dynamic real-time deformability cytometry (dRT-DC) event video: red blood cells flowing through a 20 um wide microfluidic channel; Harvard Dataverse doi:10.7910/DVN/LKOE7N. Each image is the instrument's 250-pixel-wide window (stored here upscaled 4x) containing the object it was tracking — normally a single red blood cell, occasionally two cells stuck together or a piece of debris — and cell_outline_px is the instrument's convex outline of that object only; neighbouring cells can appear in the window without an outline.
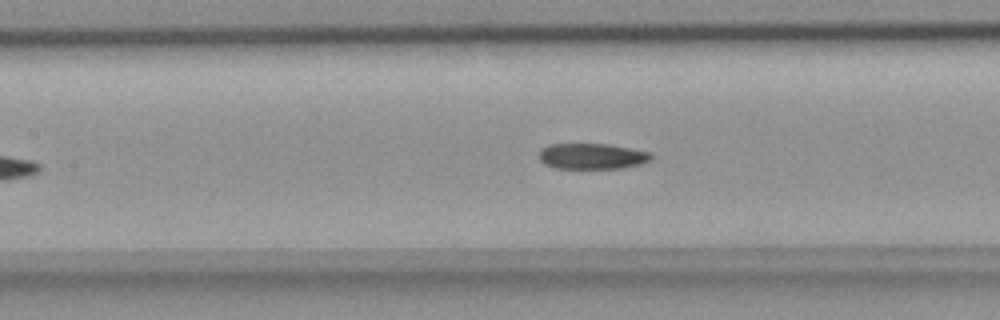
{"species": "common noctule bat (a hibernating species)", "species_latin": "Nyctalus noctula", "temperature_condition": "room temperature", "stored_images_in_passage": 42, "camera_frame_rate_fps": 3000, "um_per_image_px": 0.085, "animal": {"sex": "female", "body_mass_g": 18.4}, "frame": {"image": 1, "passage_image": 16, "time_ms": 5.0, "image_size_px": [1000, 320], "cell_outline_px": [[652, 160], [640, 164], [624, 168], [552, 168], [544, 164], [540, 160], [540, 148], [548, 144], [612, 144], [648, 152], [652, 156]], "centroid_in_image_um": [50.3, 13.28], "position_along_channel_um": 157.1, "area_um2": 16.94}}
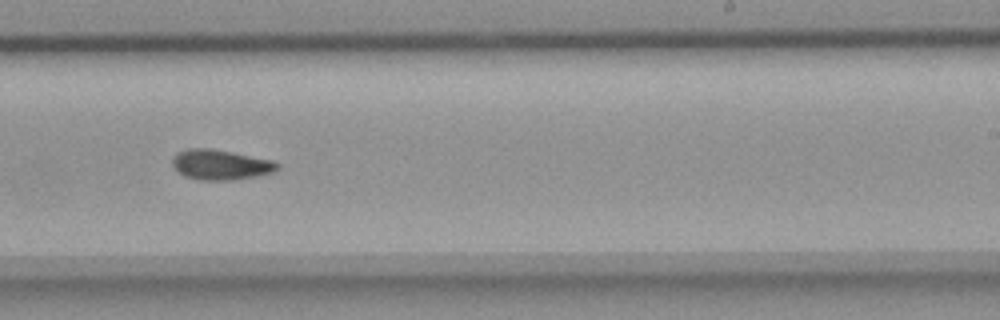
{"frame": {"image": 2, "passage_image": 25, "time_ms": 8.0, "image_size_px": [1000, 320], "cell_outline_px": [[280, 168], [276, 172], [236, 180], [200, 180], [184, 176], [172, 164], [172, 156], [176, 152], [188, 148], [212, 148], [272, 160], [280, 164]], "centroid_in_image_um": [18.77, 14.0], "position_along_channel_um": 270.2, "area_um2": 18.67}}
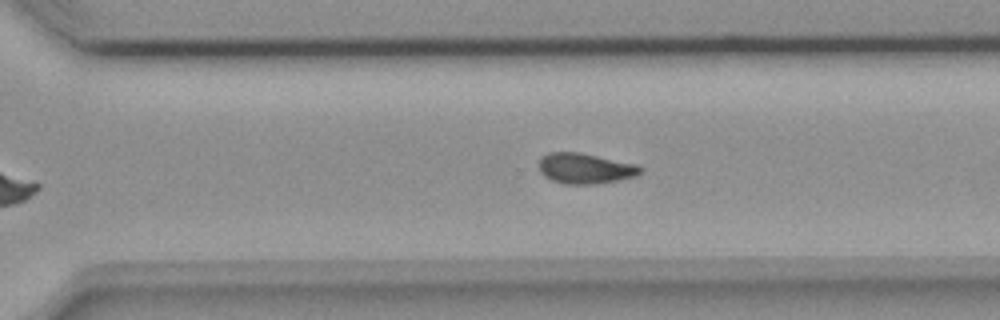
{"frame": {"image": 3, "passage_image": 29, "time_ms": 9.333, "image_size_px": [1000, 320], "cell_outline_px": [[644, 168], [636, 176], [596, 184], [564, 184], [552, 180], [544, 176], [540, 172], [540, 156], [548, 152], [580, 152], [636, 164]], "centroid_in_image_um": [49.72, 14.31], "position_along_channel_um": 320.9, "area_um2": 18.03}, "authors_computed_cell_mechanics": {"area_um2": 17.8891, "velocity_mm_per_s": 3.7848, "shape_relaxation_time_tau1_ms": null, "shape_relaxation_time_tau2_ms": 5.7042, "deformation_change_tau1": null, "deformation_change_tau2": 0.1129}}